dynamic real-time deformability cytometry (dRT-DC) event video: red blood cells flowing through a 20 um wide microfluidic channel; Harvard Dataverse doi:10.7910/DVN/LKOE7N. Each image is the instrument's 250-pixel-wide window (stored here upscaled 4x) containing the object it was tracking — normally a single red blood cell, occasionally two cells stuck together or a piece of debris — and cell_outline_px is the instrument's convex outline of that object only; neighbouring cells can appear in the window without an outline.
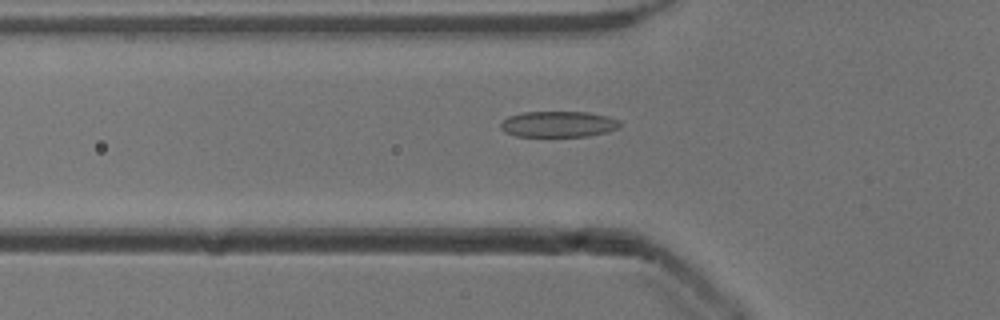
{"species": "common noctule bat (a hibernating species)", "species_latin": "Nyctalus noctula", "temperature_condition": "cold", "stored_images_in_passage": 53, "camera_frame_rate_fps": 3000, "um_per_image_px": 0.085, "animal": {"sex": "male", "body_mass_g": 13.3}, "frame": {"image": 1, "passage_image": 18, "time_ms": 5.667, "image_size_px": [1000, 320], "cell_outline_px": [[620, 128], [588, 136], [516, 136], [504, 132], [500, 128], [500, 124], [508, 116], [524, 112], [588, 112], [620, 120]], "centroid_in_image_um": [47.43, 10.55], "position_along_channel_um": 78.4, "area_um2": 17.92}}
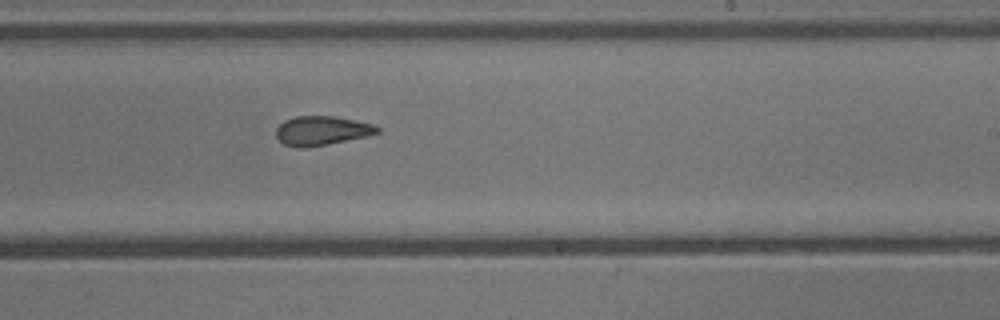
{"frame": {"image": 2, "passage_image": 32, "time_ms": 10.333, "image_size_px": [1000, 320], "cell_outline_px": [[380, 132], [368, 136], [328, 144], [304, 148], [300, 148], [284, 144], [276, 136], [276, 128], [284, 120], [296, 116], [332, 116], [372, 124], [380, 128]], "centroid_in_image_um": [27.33, 11.11], "position_along_channel_um": 261.7, "area_um2": 17.11}}
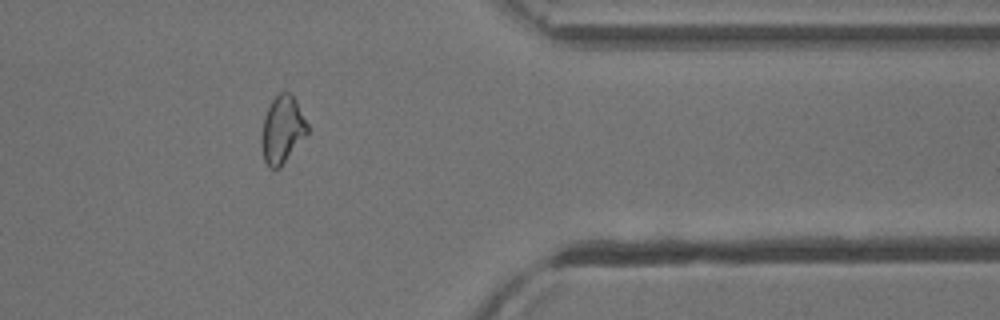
{"frame": {"image": 3, "passage_image": 43, "time_ms": 14.0, "image_size_px": [1000, 320], "cell_outline_px": [[308, 132], [280, 168], [272, 168], [264, 160], [264, 116], [272, 100], [280, 92], [288, 92], [296, 100], [308, 124]], "centroid_in_image_um": [24.05, 10.99], "position_along_channel_um": 387.4, "area_um2": 17.17}, "authors_computed_cell_mechanics": {"area_um2": 18.4382, "velocity_mm_per_s": 3.905, "shape_relaxation_time_tau1_ms": 7.1338, "shape_relaxation_time_tau2_ms": 1.6947, "deformation_change_tau1": 0.1502, "deformation_change_tau2": 0.0876}}